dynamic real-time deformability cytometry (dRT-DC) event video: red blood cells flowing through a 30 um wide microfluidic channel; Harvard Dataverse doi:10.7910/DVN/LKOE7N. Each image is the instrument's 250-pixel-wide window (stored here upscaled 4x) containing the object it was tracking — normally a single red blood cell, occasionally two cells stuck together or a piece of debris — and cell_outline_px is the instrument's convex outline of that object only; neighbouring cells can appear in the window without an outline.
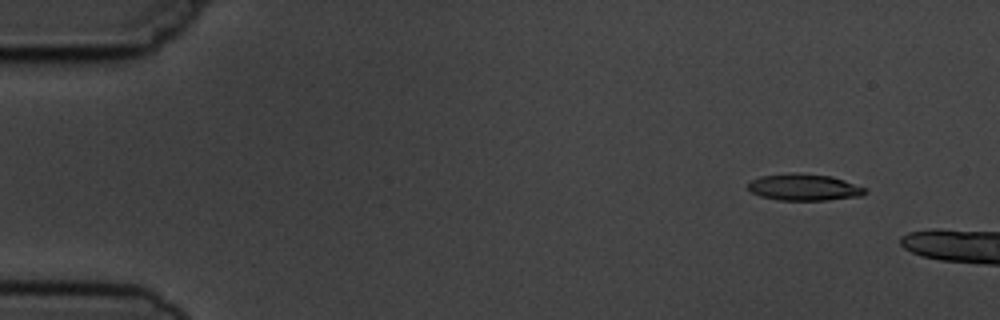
{"species": "common noctule bat (a hibernating species)", "species_latin": "Nyctalus noctula", "temperature_condition": "cold", "stored_images_in_passage": 3, "camera_frame_rate_fps": 3000, "um_per_image_px": 0.085, "animal": {"sex": "male", "body_mass_g": 19.5, "forearm_length_mm": 54.6}, "frame": {"image": 1, "passage_image": 1, "time_ms": 0.0, "image_size_px": [1000, 320], "cell_outline_px": [[868, 192], [864, 196], [828, 200], [780, 200], [760, 196], [752, 192], [748, 188], [748, 184], [752, 180], [760, 176], [792, 172], [796, 172], [832, 176], [868, 188]], "centroid_in_image_um": [68.41, 15.91], "position_along_channel_um": 16.6, "area_um2": 18.44}}